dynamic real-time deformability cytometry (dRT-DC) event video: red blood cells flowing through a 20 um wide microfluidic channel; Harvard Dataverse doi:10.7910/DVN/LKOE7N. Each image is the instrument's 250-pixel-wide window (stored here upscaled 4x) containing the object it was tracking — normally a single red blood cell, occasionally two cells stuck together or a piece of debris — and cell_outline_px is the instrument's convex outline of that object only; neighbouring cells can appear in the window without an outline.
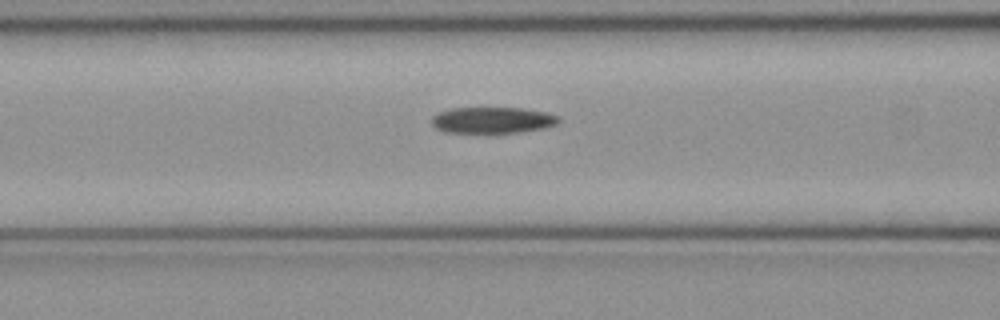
{"species": "common noctule bat (a hibernating species)", "species_latin": "Nyctalus noctula", "temperature_condition": "cold", "stored_images_in_passage": 34, "camera_frame_rate_fps": 3000, "um_per_image_px": 0.085, "animal": {"sex": "female", "body_mass_g": 21.9}, "frame": {"image": 1, "passage_image": 6, "time_ms": 1.667, "image_size_px": [1000, 320], "cell_outline_px": [[560, 120], [556, 124], [544, 128], [520, 132], [444, 132], [436, 128], [432, 124], [432, 116], [440, 112], [452, 108], [520, 108], [548, 112], [560, 116]], "centroid_in_image_um": [41.89, 10.2], "position_along_channel_um": 124.7, "area_um2": 19.31}}
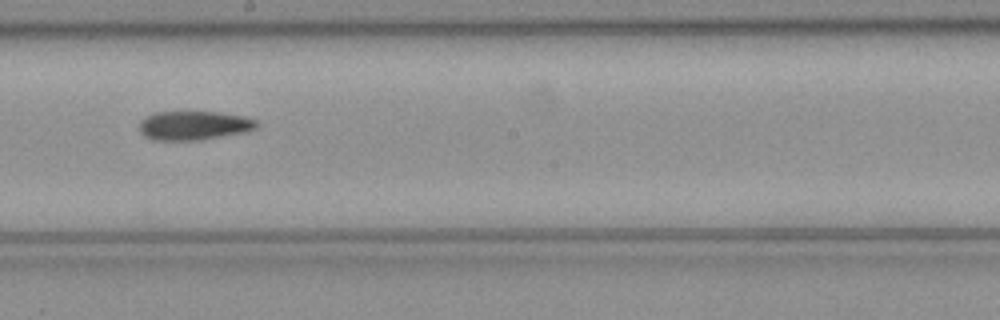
{"frame": {"image": 2, "passage_image": 14, "time_ms": 4.333, "image_size_px": [1000, 320], "cell_outline_px": [[260, 124], [256, 128], [248, 132], [200, 140], [152, 140], [144, 136], [140, 132], [140, 120], [144, 116], [156, 112], [220, 112], [244, 116], [256, 120]], "centroid_in_image_um": [16.5, 10.67], "position_along_channel_um": 231.7, "area_um2": 20.11}}
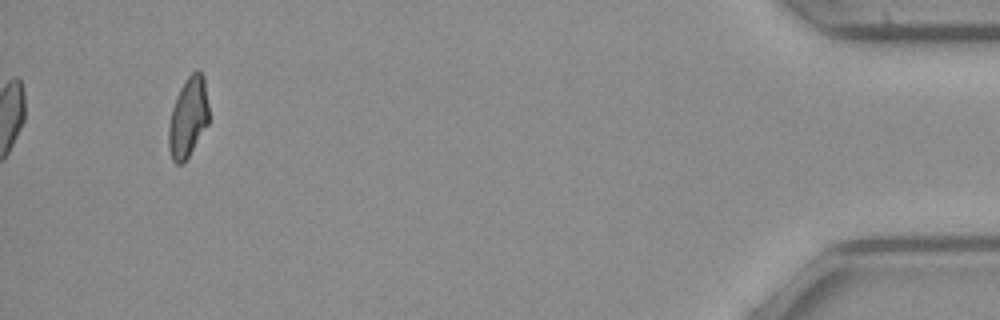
{"frame": {"image": 3, "passage_image": 34, "time_ms": 11.0, "image_size_px": [1000, 320], "cell_outline_px": [[208, 124], [188, 156], [180, 164], [176, 164], [172, 160], [168, 148], [168, 124], [172, 108], [176, 96], [180, 88], [188, 76], [196, 68], [204, 76], [208, 104]], "centroid_in_image_um": [15.97, 9.95], "position_along_channel_um": 419.2, "area_um2": 18.73}}